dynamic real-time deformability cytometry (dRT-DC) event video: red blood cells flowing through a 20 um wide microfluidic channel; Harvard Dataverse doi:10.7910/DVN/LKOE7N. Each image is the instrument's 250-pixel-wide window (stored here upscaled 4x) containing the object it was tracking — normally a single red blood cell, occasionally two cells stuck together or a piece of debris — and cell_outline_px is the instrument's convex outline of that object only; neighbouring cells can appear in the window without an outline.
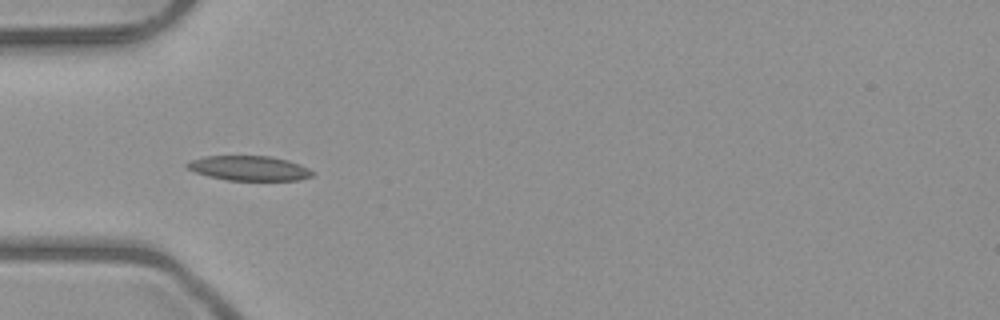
{"species": "common noctule bat (a hibernating species)", "species_latin": "Nyctalus noctula", "temperature_condition": "room temperature", "stored_images_in_passage": 8, "camera_frame_rate_fps": 3000, "um_per_image_px": 0.085, "animal": {"sex": "male", "body_mass_g": 23.1, "forearm_length_mm": 52.7}, "frame": {"image": 1, "passage_image": 6, "time_ms": 5.667, "image_size_px": [1000, 320], "cell_outline_px": [[312, 176], [300, 180], [228, 180], [208, 176], [196, 172], [188, 168], [184, 164], [192, 160], [204, 156], [268, 156], [288, 160], [300, 164], [308, 168], [312, 172]], "centroid_in_image_um": [21.17, 14.29], "position_along_channel_um": 63.8, "area_um2": 17.92}}
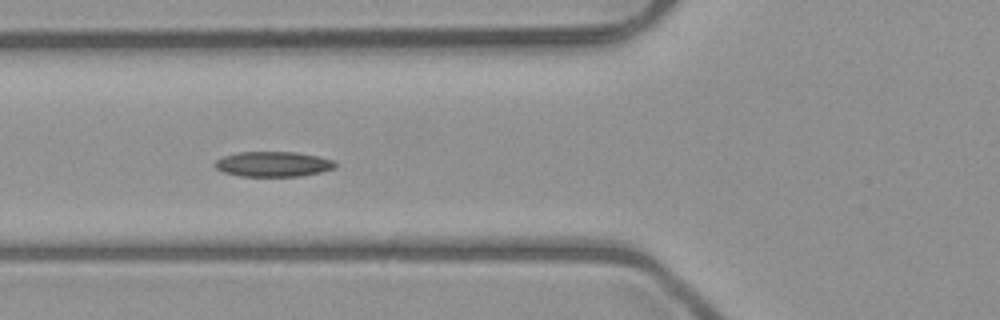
{"frame": {"image": 2, "passage_image": 7, "time_ms": 6.667, "image_size_px": [1000, 320], "cell_outline_px": [[336, 168], [320, 172], [300, 176], [240, 176], [224, 172], [216, 168], [212, 164], [216, 160], [224, 156], [236, 152], [296, 152], [316, 156], [332, 160], [336, 164]], "centroid_in_image_um": [23.19, 13.95], "position_along_channel_um": 102.6, "area_um2": 17.57}}
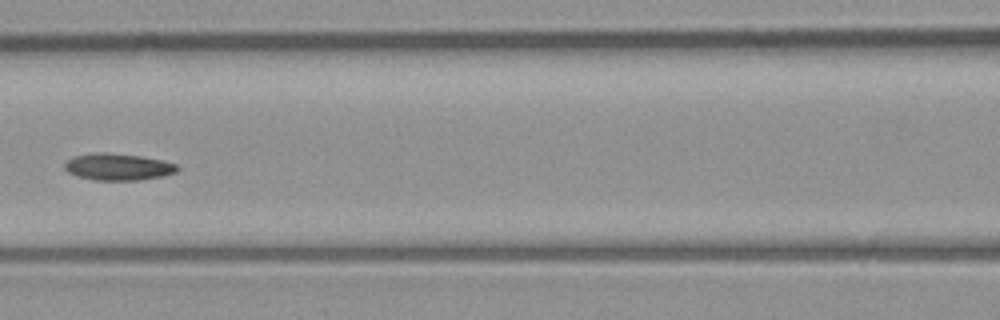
{"frame": {"image": 3, "passage_image": 8, "time_ms": 8.0, "image_size_px": [1000, 320], "cell_outline_px": [[180, 168], [176, 172], [164, 176], [140, 180], [92, 180], [76, 176], [68, 172], [64, 168], [64, 164], [68, 160], [76, 156], [96, 152], [108, 152], [140, 156], [164, 160], [176, 164]], "centroid_in_image_um": [10.05, 14.19], "position_along_channel_um": 156.5, "area_um2": 17.74}}